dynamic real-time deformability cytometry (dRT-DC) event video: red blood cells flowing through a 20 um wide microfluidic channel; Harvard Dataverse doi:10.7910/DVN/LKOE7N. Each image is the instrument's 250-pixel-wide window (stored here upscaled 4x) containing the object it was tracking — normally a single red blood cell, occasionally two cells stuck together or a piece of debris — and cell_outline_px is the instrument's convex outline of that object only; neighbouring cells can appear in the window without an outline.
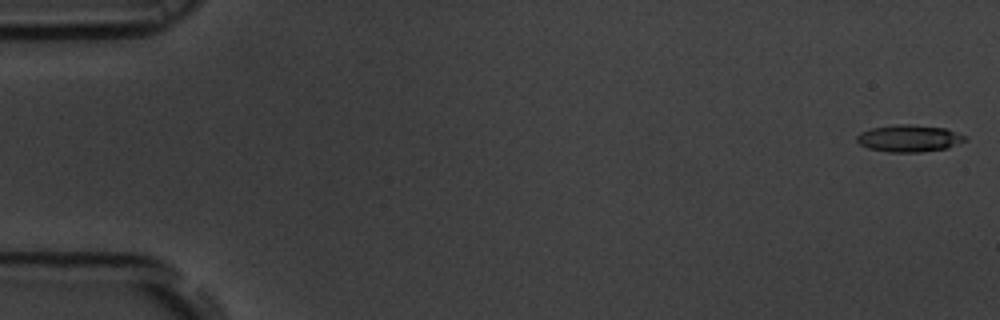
{"species": "common noctule bat (a hibernating species)", "species_latin": "Nyctalus noctula", "temperature_condition": "room temperature", "stored_images_in_passage": 55, "camera_frame_rate_fps": 3000, "um_per_image_px": 0.085, "animal": {"sex": "male", "body_mass_g": 19.5, "forearm_length_mm": 54.6}, "frame": {"image": 1, "passage_image": 1, "time_ms": 0.0, "image_size_px": [1000, 320], "cell_outline_px": [[968, 140], [948, 148], [920, 152], [888, 152], [868, 148], [860, 144], [856, 140], [856, 136], [860, 132], [872, 128], [900, 124], [908, 124], [944, 128], [968, 136]], "centroid_in_image_um": [77.3, 11.77], "position_along_channel_um": 7.7, "area_um2": 17.05}}
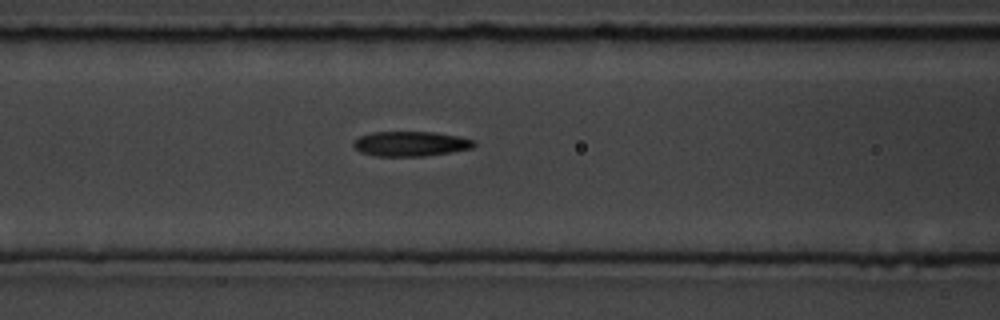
{"frame": {"image": 2, "passage_image": 23, "time_ms": 7.333, "image_size_px": [1000, 320], "cell_outline_px": [[476, 144], [472, 148], [452, 152], [424, 156], [376, 156], [360, 152], [352, 144], [360, 136], [372, 132], [436, 132], [460, 136], [476, 140]], "centroid_in_image_um": [34.95, 12.22], "position_along_channel_um": 131.6, "area_um2": 17.57}}
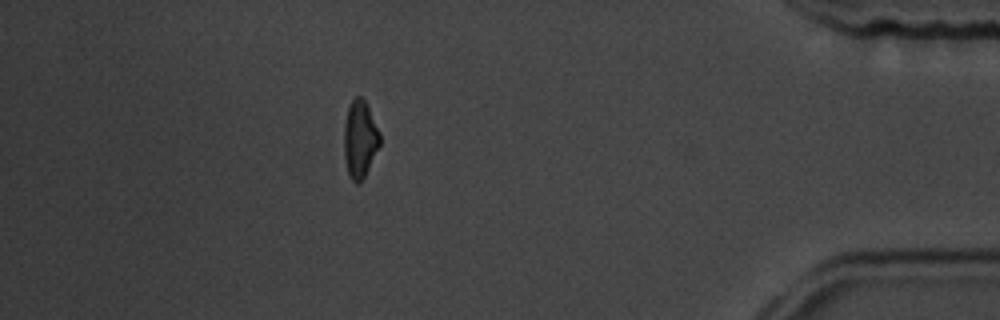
{"frame": {"image": 3, "passage_image": 49, "time_ms": 16.0, "image_size_px": [1000, 320], "cell_outline_px": [[380, 144], [360, 184], [356, 184], [352, 180], [348, 172], [344, 156], [344, 124], [348, 108], [352, 100], [356, 96], [360, 96], [364, 100], [380, 132]], "centroid_in_image_um": [30.58, 11.83], "position_along_channel_um": 404.6, "area_um2": 15.9}, "authors_computed_cell_mechanics": {"area_um2": 17.2244, "velocity_mm_per_s": 3.6845, "shape_relaxation_time_tau1_ms": 5.1639, "shape_relaxation_time_tau2_ms": 3.2664, "deformation_change_tau1": 0.1654, "deformation_change_tau2": 0.1168}}